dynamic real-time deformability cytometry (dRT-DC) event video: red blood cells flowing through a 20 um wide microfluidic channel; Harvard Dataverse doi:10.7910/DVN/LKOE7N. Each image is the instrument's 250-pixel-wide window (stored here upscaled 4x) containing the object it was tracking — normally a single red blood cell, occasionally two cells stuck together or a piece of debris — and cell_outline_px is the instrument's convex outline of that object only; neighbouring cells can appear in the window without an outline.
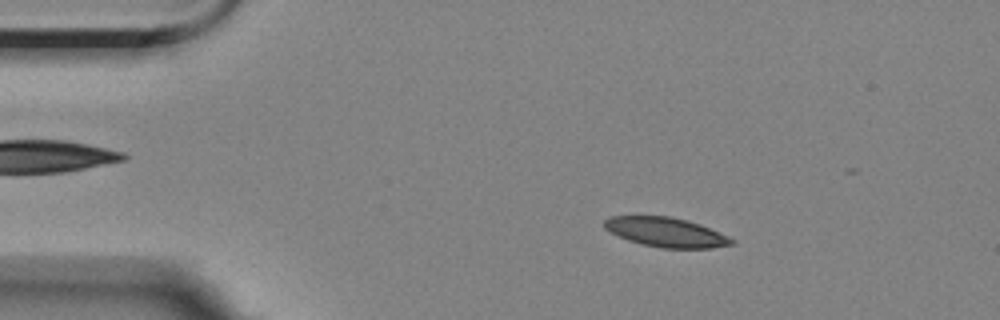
{"species": "Egyptian fruit bat (a non-hibernating species)", "species_latin": "Rousettus aegyptiacus", "temperature_condition": "room temperature", "stored_images_in_passage": 3, "camera_frame_rate_fps": 3000, "um_per_image_px": 0.085, "animal": {"sex": "female"}, "frame": {"image": 1, "passage_image": 2, "time_ms": 1.333, "image_size_px": [1000, 320], "cell_outline_px": [[736, 244], [712, 248], [660, 248], [640, 244], [628, 240], [604, 228], [604, 220], [608, 216], [672, 216], [688, 220], [700, 224], [728, 236], [736, 240]], "centroid_in_image_um": [56.64, 19.74], "position_along_channel_um": 28.4, "area_um2": 22.02}}